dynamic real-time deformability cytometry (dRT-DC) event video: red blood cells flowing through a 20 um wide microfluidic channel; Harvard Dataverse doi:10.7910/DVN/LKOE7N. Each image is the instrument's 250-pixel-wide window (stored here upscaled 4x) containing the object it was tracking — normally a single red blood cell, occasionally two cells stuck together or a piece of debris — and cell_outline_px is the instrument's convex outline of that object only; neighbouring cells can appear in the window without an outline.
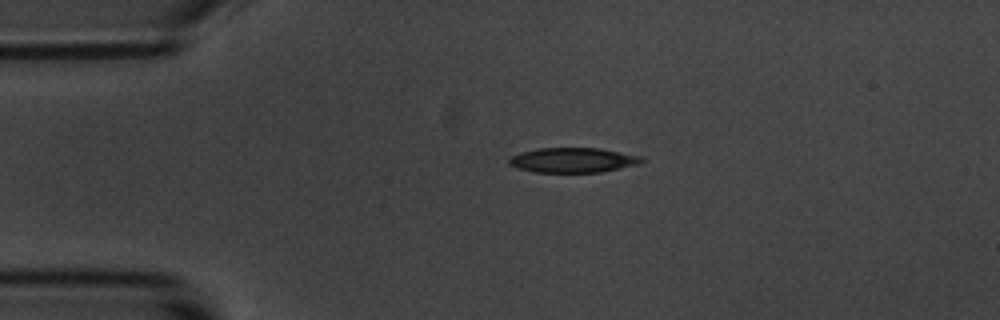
{"species": "common noctule bat (a hibernating species)", "species_latin": "Nyctalus noctula", "temperature_condition": "room temperature", "stored_images_in_passage": 45, "camera_frame_rate_fps": 3000, "um_per_image_px": 0.085, "animal": {"sex": "male", "body_mass_g": 20.1, "forearm_length_mm": 53.5}, "frame": {"image": 1, "passage_image": 1, "time_ms": 0.0, "image_size_px": [1000, 320], "cell_outline_px": [[648, 160], [640, 164], [600, 172], [536, 172], [516, 168], [508, 164], [508, 160], [512, 156], [520, 152], [536, 148], [600, 148], [640, 156]], "centroid_in_image_um": [48.7, 13.61], "position_along_channel_um": 36.3, "area_um2": 19.31}}
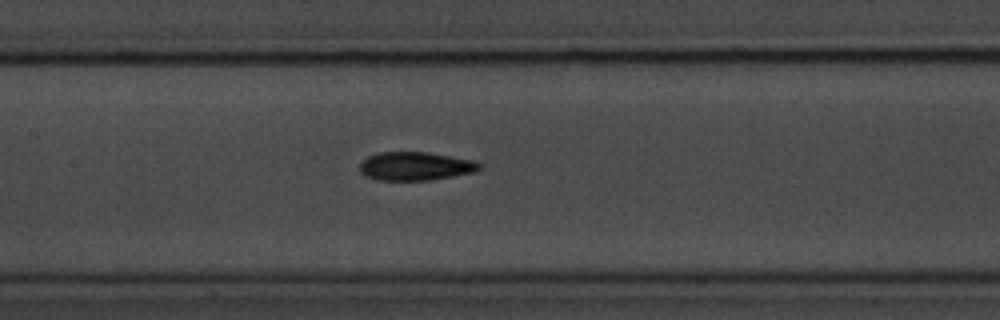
{"frame": {"image": 2, "passage_image": 15, "time_ms": 4.667, "image_size_px": [1000, 320], "cell_outline_px": [[484, 164], [480, 168], [472, 172], [452, 176], [428, 180], [376, 180], [364, 176], [360, 172], [360, 160], [368, 156], [380, 152], [428, 152], [476, 160]], "centroid_in_image_um": [35.29, 14.11], "position_along_channel_um": 172.1, "area_um2": 20.06}}
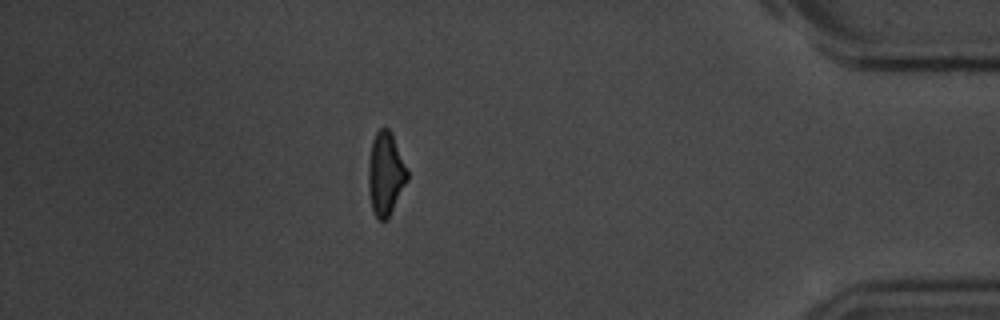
{"frame": {"image": 3, "passage_image": 38, "time_ms": 12.333, "image_size_px": [1000, 320], "cell_outline_px": [[408, 180], [388, 220], [380, 220], [372, 212], [368, 188], [368, 164], [372, 140], [376, 132], [380, 128], [388, 128], [392, 132], [408, 172]], "centroid_in_image_um": [32.77, 14.79], "position_along_channel_um": 402.4, "area_um2": 19.07}, "authors_computed_cell_mechanics": {"area_um2": 19.4786, "velocity_mm_per_s": 3.5727, "shape_relaxation_time_tau1_ms": 3.2158, "shape_relaxation_time_tau2_ms": 2.7776, "deformation_change_tau1": 0.1534, "deformation_change_tau2": 0.1051}}